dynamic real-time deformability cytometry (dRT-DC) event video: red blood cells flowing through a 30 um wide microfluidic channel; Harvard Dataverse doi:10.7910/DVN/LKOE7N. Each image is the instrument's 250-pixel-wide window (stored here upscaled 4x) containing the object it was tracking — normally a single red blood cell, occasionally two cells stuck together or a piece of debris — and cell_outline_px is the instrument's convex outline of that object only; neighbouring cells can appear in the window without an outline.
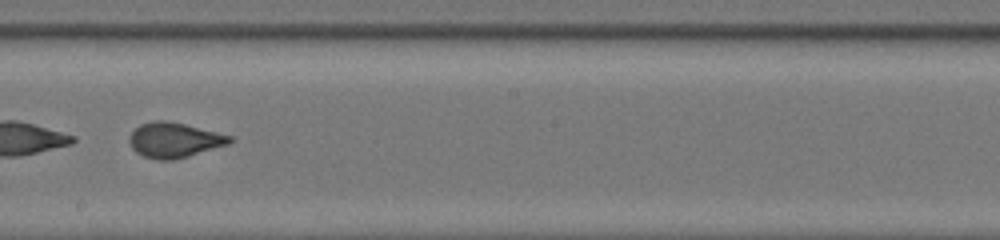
{"species": "common noctule bat (a hibernating species)", "species_latin": "Nyctalus noctula", "temperature_condition": "room temperature", "stored_images_in_passage": 32, "camera_frame_rate_fps": 3000, "um_per_image_px": 0.085, "animal": {"sex": "female", "body_mass_g": 20.0, "forearm_length_mm": 54.0}, "frame": {"image": 1, "passage_image": 14, "time_ms": 4.333, "image_size_px": [1000, 240], "cell_outline_px": [[236, 140], [228, 144], [188, 156], [172, 160], [156, 160], [144, 156], [136, 152], [132, 148], [128, 140], [128, 136], [140, 124], [152, 120], [164, 120], [184, 124], [232, 136]], "centroid_in_image_um": [14.79, 11.9], "position_along_channel_um": 233.4, "area_um2": 20.46}, "authors_computed_cell_mechanics": {"area_um2": 20.6057, "velocity_mm_per_s": 4.3138, "shape_relaxation_time_tau1_ms": 4.3217, "shape_relaxation_time_tau2_ms": null, "deformation_change_tau1": 0.1953, "deformation_change_tau2": null}}